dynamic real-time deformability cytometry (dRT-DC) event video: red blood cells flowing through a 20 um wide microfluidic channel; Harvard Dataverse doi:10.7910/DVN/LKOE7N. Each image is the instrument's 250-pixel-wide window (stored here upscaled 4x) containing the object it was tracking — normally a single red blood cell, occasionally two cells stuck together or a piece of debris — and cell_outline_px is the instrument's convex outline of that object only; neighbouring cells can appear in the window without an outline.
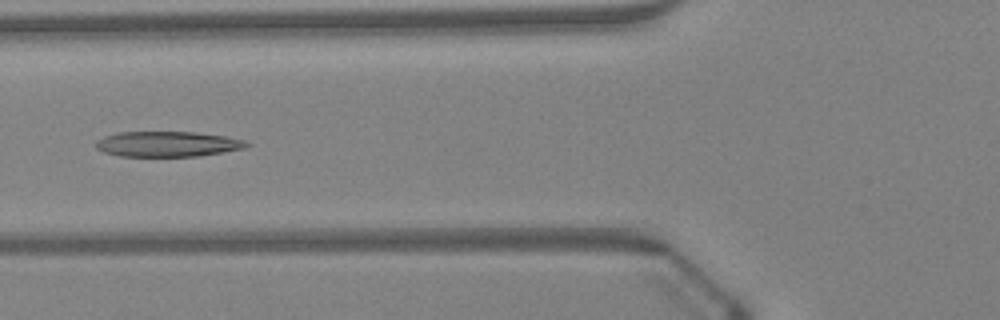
{"species": "Egyptian fruit bat (a non-hibernating species)", "species_latin": "Rousettus aegyptiacus", "temperature_condition": "warm", "stored_images_in_passage": 47, "camera_frame_rate_fps": 3000, "um_per_image_px": 0.085, "animal": {"sex": "female"}, "frame": {"image": 1, "passage_image": 18, "time_ms": 5.667, "image_size_px": [1000, 320], "cell_outline_px": [[252, 144], [244, 148], [200, 156], [120, 156], [104, 152], [96, 148], [96, 140], [104, 136], [120, 132], [196, 132], [224, 136], [244, 140]], "centroid_in_image_um": [14.24, 12.24], "position_along_channel_um": 111.6, "area_um2": 22.2}}
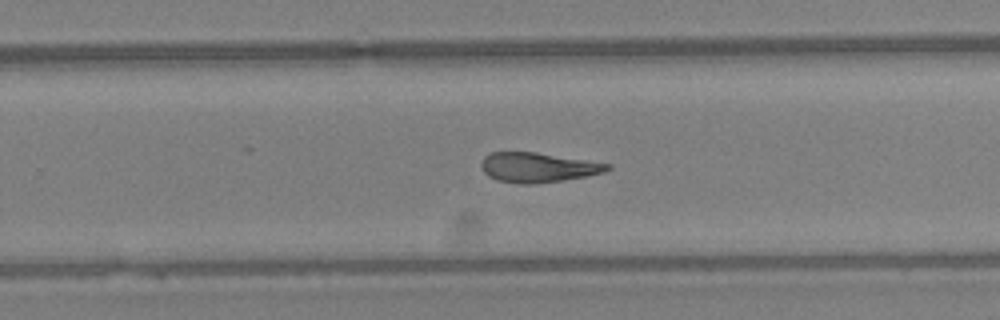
{"frame": {"image": 2, "passage_image": 30, "time_ms": 9.667, "image_size_px": [1000, 320], "cell_outline_px": [[612, 168], [604, 172], [584, 176], [560, 180], [532, 184], [524, 184], [496, 180], [488, 176], [484, 172], [480, 164], [484, 156], [492, 152], [536, 152], [612, 164]], "centroid_in_image_um": [45.7, 14.22], "position_along_channel_um": 284.1, "area_um2": 21.68}}
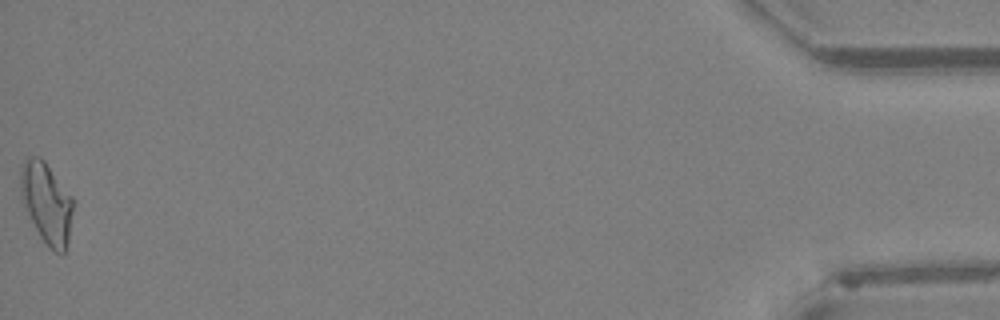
{"frame": {"image": 3, "passage_image": 47, "time_ms": 15.333, "image_size_px": [1000, 320], "cell_outline_px": [[72, 212], [68, 244], [64, 252], [56, 252], [40, 236], [24, 204], [20, 188], [20, 168], [24, 160], [28, 156], [40, 156], [44, 160], [72, 196]], "centroid_in_image_um": [3.96, 17.18], "position_along_channel_um": 431.2, "area_um2": 24.22}, "authors_computed_cell_mechanics": {"area_um2": 23.0622, "velocity_mm_per_s": 4.3367, "shape_relaxation_time_tau1_ms": null, "shape_relaxation_time_tau2_ms": 4.3929, "deformation_change_tau1": null, "deformation_change_tau2": 0.1656}}